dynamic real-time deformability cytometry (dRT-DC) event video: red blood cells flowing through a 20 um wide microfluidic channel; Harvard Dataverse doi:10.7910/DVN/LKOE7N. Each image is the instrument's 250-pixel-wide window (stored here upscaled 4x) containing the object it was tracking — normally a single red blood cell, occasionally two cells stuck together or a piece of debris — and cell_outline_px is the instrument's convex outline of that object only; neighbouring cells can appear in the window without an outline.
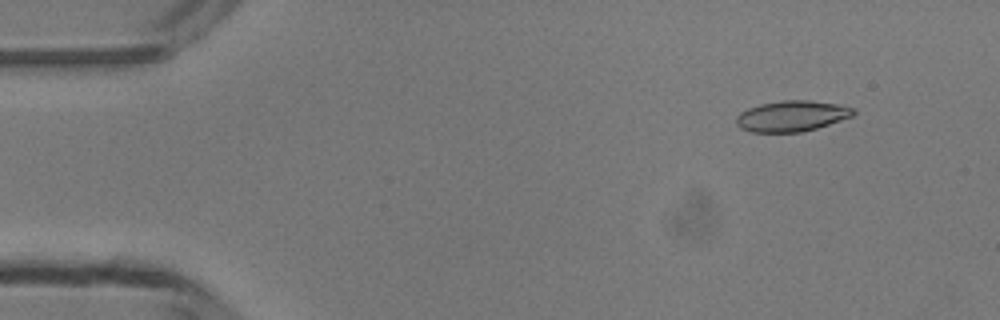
{"species": "common noctule bat (a hibernating species)", "species_latin": "Nyctalus noctula", "temperature_condition": "room temperature", "stored_images_in_passage": 49, "camera_frame_rate_fps": 3000, "um_per_image_px": 0.085, "animal": {"sex": "male", "body_mass_g": 13.3}, "frame": {"image": 1, "passage_image": 5, "time_ms": 1.333, "image_size_px": [1000, 320], "cell_outline_px": [[856, 112], [852, 116], [816, 128], [800, 132], [752, 132], [740, 128], [736, 124], [736, 116], [740, 112], [748, 108], [760, 104], [784, 100], [808, 100], [836, 104], [856, 108]], "centroid_in_image_um": [67.28, 9.86], "position_along_channel_um": 17.7, "area_um2": 20.92}}
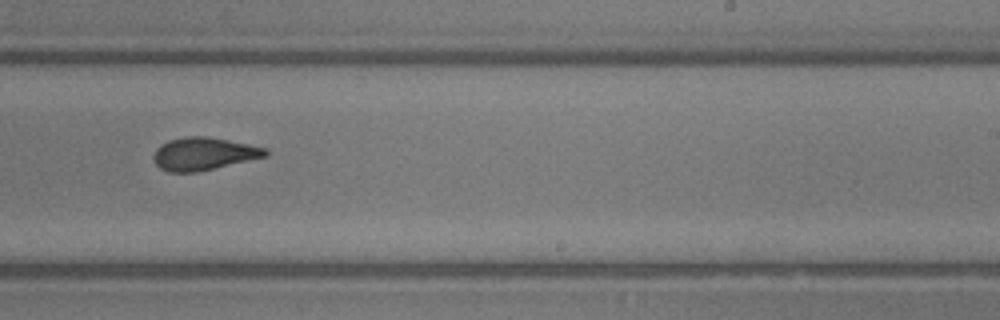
{"frame": {"image": 2, "passage_image": 30, "time_ms": 9.667, "image_size_px": [1000, 320], "cell_outline_px": [[268, 156], [196, 172], [168, 172], [160, 168], [156, 164], [152, 156], [156, 148], [160, 144], [168, 140], [188, 136], [208, 136], [248, 144], [264, 148], [268, 152]], "centroid_in_image_um": [17.27, 13.07], "position_along_channel_um": 271.7, "area_um2": 21.27}}
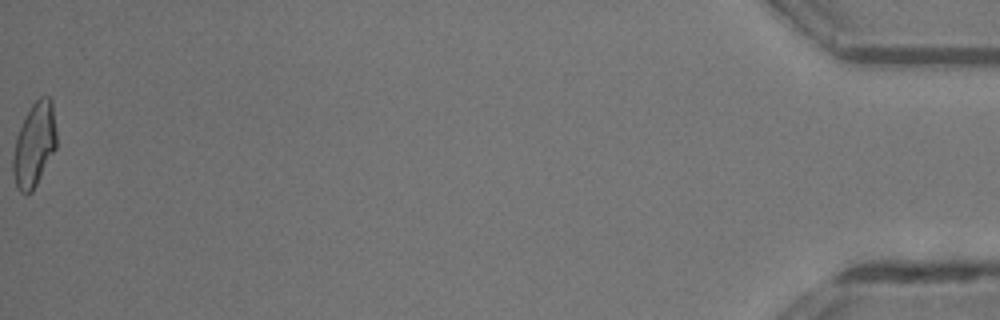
{"frame": {"image": 3, "passage_image": 49, "time_ms": 16.0, "image_size_px": [1000, 320], "cell_outline_px": [[56, 148], [32, 192], [20, 192], [16, 188], [12, 172], [12, 156], [16, 136], [32, 104], [40, 96], [48, 96], [52, 100], [56, 132]], "centroid_in_image_um": [2.9, 12.31], "position_along_channel_um": 432.3, "area_um2": 21.21}, "authors_computed_cell_mechanics": {"area_um2": 21.2126, "velocity_mm_per_s": 4.2262, "shape_relaxation_time_tau1_ms": 6.943, "shape_relaxation_time_tau2_ms": 1.908, "deformation_change_tau1": 0.2257, "deformation_change_tau2": 0.0964}}